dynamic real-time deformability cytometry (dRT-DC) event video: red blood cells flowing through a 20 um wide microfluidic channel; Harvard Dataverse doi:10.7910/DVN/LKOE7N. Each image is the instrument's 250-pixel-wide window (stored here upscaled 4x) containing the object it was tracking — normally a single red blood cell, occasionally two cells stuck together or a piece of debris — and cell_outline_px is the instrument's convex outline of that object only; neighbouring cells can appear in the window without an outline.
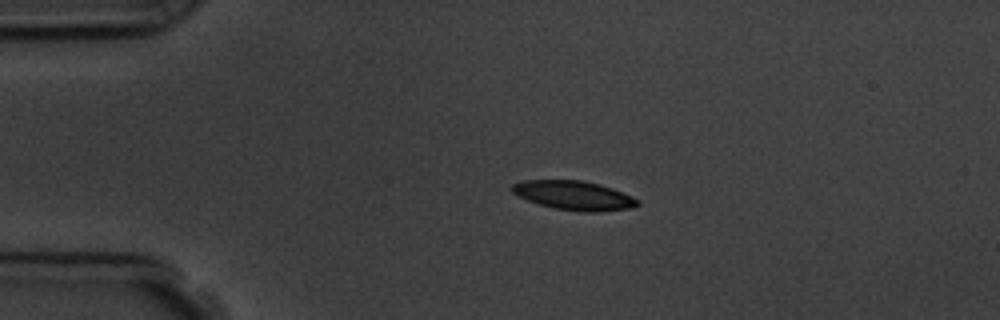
{"species": "common noctule bat (a hibernating species)", "species_latin": "Nyctalus noctula", "temperature_condition": "room temperature", "stored_images_in_passage": 4, "camera_frame_rate_fps": 3000, "um_per_image_px": 0.085, "animal": {"sex": "male", "body_mass_g": 19.5, "forearm_length_mm": 54.6}, "frame": {"image": 1, "passage_image": 3, "time_ms": 2.333, "image_size_px": [1000, 320], "cell_outline_px": [[640, 204], [632, 208], [596, 212], [584, 212], [556, 208], [540, 204], [528, 200], [512, 192], [512, 184], [524, 180], [584, 180], [600, 184], [612, 188], [632, 196], [640, 200]], "centroid_in_image_um": [48.83, 16.6], "position_along_channel_um": 36.2, "area_um2": 21.21}}